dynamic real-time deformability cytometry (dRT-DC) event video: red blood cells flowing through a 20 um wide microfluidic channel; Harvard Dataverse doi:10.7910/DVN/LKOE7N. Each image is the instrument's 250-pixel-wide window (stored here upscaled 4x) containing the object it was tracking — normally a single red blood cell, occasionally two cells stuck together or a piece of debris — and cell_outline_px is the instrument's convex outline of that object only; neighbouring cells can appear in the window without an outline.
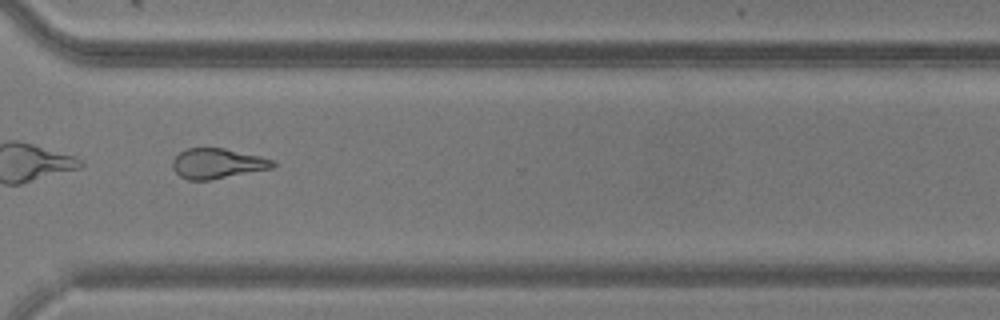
{"species": "common noctule bat (a hibernating species)", "species_latin": "Nyctalus noctula", "temperature_condition": "warm", "stored_images_in_passage": 32, "camera_frame_rate_fps": 3000, "um_per_image_px": 0.085, "animal": {"sex": "male", "body_mass_g": 20.5, "forearm_length_mm": 52.5}, "frame": {"image": 1, "passage_image": 23, "time_ms": 7.333, "image_size_px": [1000, 320], "cell_outline_px": [[276, 164], [272, 168], [208, 180], [188, 180], [180, 176], [172, 168], [172, 160], [180, 152], [188, 148], [224, 148], [260, 156], [276, 160]], "centroid_in_image_um": [18.48, 13.89], "position_along_channel_um": 352.1, "area_um2": 17.51}}